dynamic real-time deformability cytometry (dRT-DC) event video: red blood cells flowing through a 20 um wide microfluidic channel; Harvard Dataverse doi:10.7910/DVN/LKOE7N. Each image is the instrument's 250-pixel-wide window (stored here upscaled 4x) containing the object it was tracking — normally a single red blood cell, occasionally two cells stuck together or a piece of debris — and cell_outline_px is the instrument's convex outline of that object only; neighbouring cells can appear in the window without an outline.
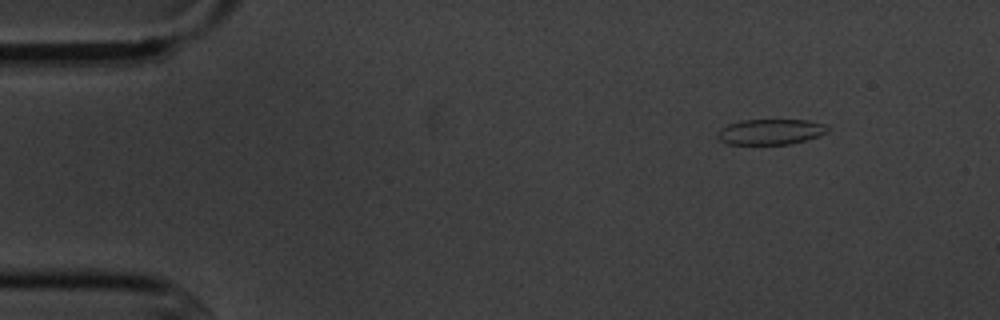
{"species": "common noctule bat (a hibernating species)", "species_latin": "Nyctalus noctula", "temperature_condition": "cold", "stored_images_in_passage": 5, "camera_frame_rate_fps": 3000, "um_per_image_px": 0.085, "animal": {"sex": "male", "body_mass_g": 20.1, "forearm_length_mm": 53.5}, "frame": {"image": 1, "passage_image": 1, "time_ms": 0.0, "image_size_px": [1000, 320], "cell_outline_px": [[828, 132], [820, 136], [792, 144], [728, 144], [720, 140], [716, 136], [716, 132], [720, 128], [728, 124], [740, 120], [808, 120], [824, 124], [828, 128]], "centroid_in_image_um": [65.48, 11.2], "position_along_channel_um": 19.5, "area_um2": 16.53}}
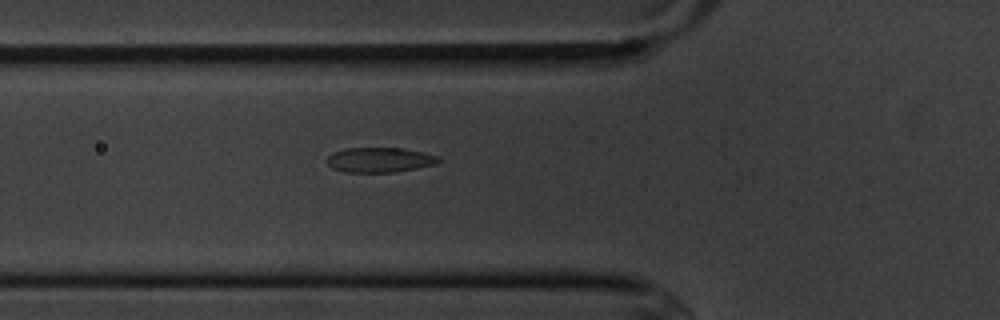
{"frame": {"image": 2, "passage_image": 5, "time_ms": 4.333, "image_size_px": [1000, 320], "cell_outline_px": [[440, 160], [436, 164], [396, 172], [344, 172], [332, 168], [324, 160], [332, 152], [348, 148], [404, 148], [436, 156]], "centroid_in_image_um": [32.2, 13.59], "position_along_channel_um": 93.6, "area_um2": 16.13}}